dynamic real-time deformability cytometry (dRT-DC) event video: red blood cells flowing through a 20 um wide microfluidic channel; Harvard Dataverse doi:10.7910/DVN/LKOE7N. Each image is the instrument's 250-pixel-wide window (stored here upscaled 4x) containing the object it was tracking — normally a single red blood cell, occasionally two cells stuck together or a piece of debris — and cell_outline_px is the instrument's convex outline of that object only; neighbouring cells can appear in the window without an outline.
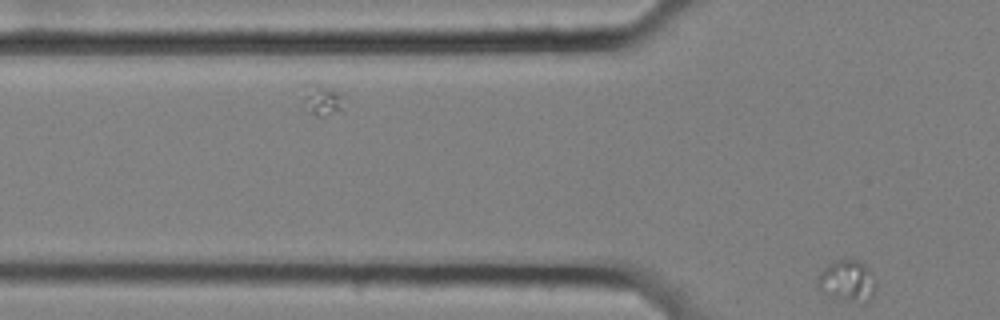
{"species": "common noctule bat (a hibernating species)", "species_latin": "Nyctalus noctula", "temperature_condition": "cold", "stored_images_in_passage": 11, "camera_frame_rate_fps": 3000, "um_per_image_px": 0.085, "animal": {"sex": "female", "body_mass_g": 25.1}, "frame": {"image": 1, "passage_image": 11, "time_ms": 3.333, "image_size_px": [1000, 320], "cell_outline_px": [[876, 288], [872, 296], [868, 300], [852, 300], [828, 296], [816, 284], [816, 280], [820, 272], [828, 264], [836, 260], [860, 260], [872, 272], [876, 280]], "centroid_in_image_um": [72.02, 23.83], "position_along_channel_um": 53.8, "area_um2": 13.81}}